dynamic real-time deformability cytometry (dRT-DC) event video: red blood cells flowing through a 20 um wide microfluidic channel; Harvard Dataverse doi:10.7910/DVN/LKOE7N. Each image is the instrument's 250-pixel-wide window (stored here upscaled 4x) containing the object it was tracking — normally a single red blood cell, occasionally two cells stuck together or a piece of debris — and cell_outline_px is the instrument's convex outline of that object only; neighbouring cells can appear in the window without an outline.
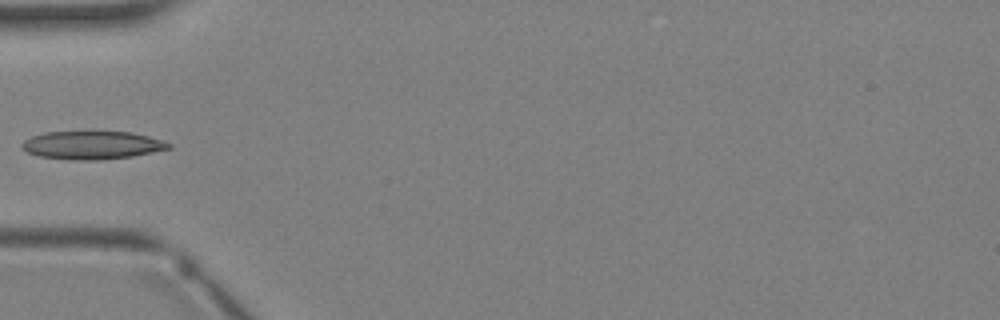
{"species": "Egyptian fruit bat (a non-hibernating species)", "species_latin": "Rousettus aegyptiacus", "temperature_condition": "warm", "stored_images_in_passage": 3, "camera_frame_rate_fps": 3000, "um_per_image_px": 0.085, "animal": {"sex": "female"}, "frame": {"image": 1, "passage_image": 3, "time_ms": 2.333, "image_size_px": [1000, 320], "cell_outline_px": [[172, 148], [132, 156], [100, 160], [72, 160], [40, 156], [28, 152], [20, 148], [20, 144], [24, 140], [32, 136], [44, 132], [132, 132], [148, 136], [172, 144]], "centroid_in_image_um": [7.8, 12.34], "position_along_channel_um": 77.2, "area_um2": 23.99}}